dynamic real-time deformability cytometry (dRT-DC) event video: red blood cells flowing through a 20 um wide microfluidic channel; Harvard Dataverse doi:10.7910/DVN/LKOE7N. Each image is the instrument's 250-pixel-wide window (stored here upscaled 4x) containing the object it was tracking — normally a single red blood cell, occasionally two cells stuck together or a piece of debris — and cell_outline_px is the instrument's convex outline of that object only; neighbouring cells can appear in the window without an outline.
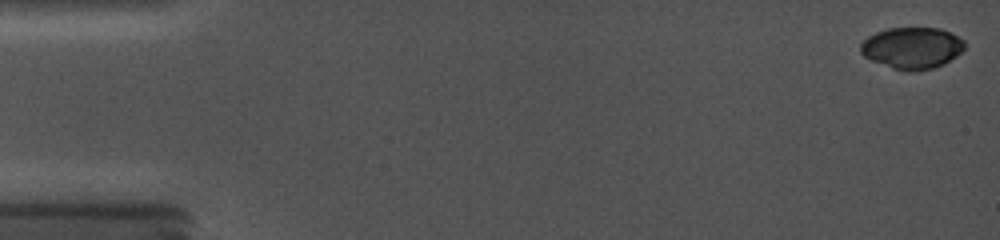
{"species": "common noctule bat (a hibernating species)", "species_latin": "Nyctalus noctula", "temperature_condition": "cold", "stored_images_in_passage": 5, "camera_frame_rate_fps": 5000, "um_per_image_px": 0.085, "animal": {"sex": "female", "body_mass_g": 19.0, "forearm_length_mm": 56.7}, "frame": {"image": 1, "passage_image": 1, "time_ms": 0.0, "image_size_px": [1000, 240], "cell_outline_px": [[964, 48], [956, 56], [944, 64], [932, 68], [916, 72], [908, 72], [892, 68], [872, 60], [864, 56], [860, 52], [860, 44], [868, 36], [876, 32], [888, 28], [940, 28], [964, 40]], "centroid_in_image_um": [77.51, 4.08], "position_along_channel_um": 7.5, "area_um2": 25.14}}